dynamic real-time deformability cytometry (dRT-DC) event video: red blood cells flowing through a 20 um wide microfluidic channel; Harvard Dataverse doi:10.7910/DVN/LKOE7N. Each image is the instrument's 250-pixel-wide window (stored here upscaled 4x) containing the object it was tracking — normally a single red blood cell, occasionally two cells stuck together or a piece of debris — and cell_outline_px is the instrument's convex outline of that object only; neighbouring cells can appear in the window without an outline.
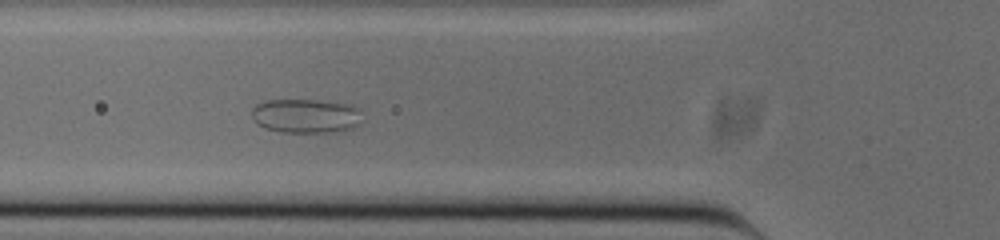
{"species": "common noctule bat (a hibernating species)", "species_latin": "Nyctalus noctula", "temperature_condition": "cold", "stored_images_in_passage": 47, "camera_frame_rate_fps": 3000, "um_per_image_px": 0.085, "animal": {"sex": "male", "body_mass_g": 20.0, "forearm_length_mm": 53.3}, "frame": {"image": 1, "passage_image": 11, "time_ms": 3.333, "image_size_px": [1000, 240], "cell_outline_px": [[360, 112], [356, 124], [352, 128], [344, 132], [280, 132], [264, 128], [256, 124], [252, 120], [252, 108], [256, 104], [268, 100], [316, 100], [348, 104], [360, 108]], "centroid_in_image_um": [25.94, 9.86], "position_along_channel_um": 99.9, "area_um2": 22.08}}
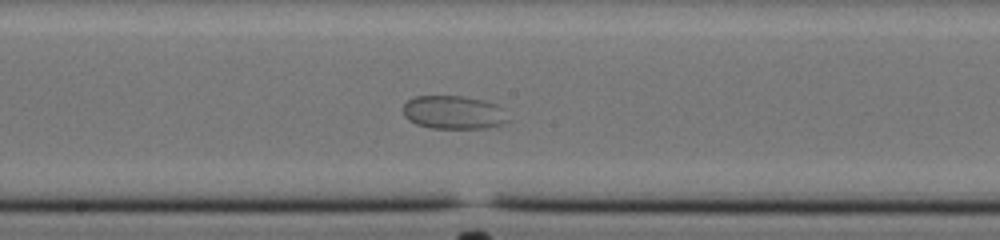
{"frame": {"image": 2, "passage_image": 20, "time_ms": 6.333, "image_size_px": [1000, 240], "cell_outline_px": [[508, 120], [504, 124], [488, 128], [432, 128], [416, 124], [408, 120], [404, 116], [404, 104], [408, 100], [416, 96], [460, 96], [484, 100], [496, 104], [504, 108]], "centroid_in_image_um": [38.58, 9.56], "position_along_channel_um": 209.6, "area_um2": 20.52}}
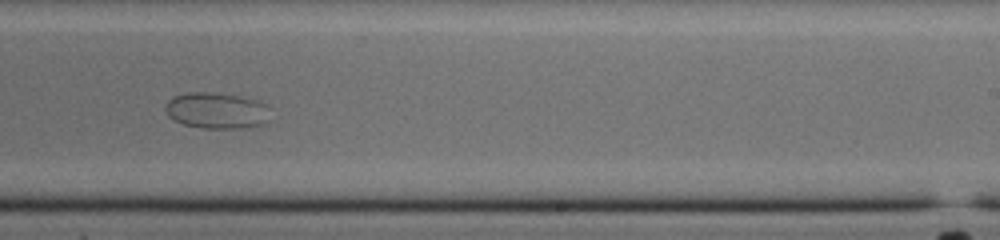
{"frame": {"image": 3, "passage_image": 25, "time_ms": 8.0, "image_size_px": [1000, 240], "cell_outline_px": [[272, 120], [264, 124], [244, 128], [200, 128], [184, 124], [168, 116], [164, 108], [168, 100], [172, 96], [188, 92], [212, 92], [240, 96], [256, 100], [268, 104]], "centroid_in_image_um": [18.46, 9.4], "position_along_channel_um": 270.5, "area_um2": 22.54}, "authors_computed_cell_mechanics": {"area_um2": 27.6284, "velocity_mm_per_s": 3.6653, "shape_relaxation_time_tau1_ms": null, "shape_relaxation_time_tau2_ms": 0.638, "deformation_change_tau1": null, "deformation_change_tau2": null}}